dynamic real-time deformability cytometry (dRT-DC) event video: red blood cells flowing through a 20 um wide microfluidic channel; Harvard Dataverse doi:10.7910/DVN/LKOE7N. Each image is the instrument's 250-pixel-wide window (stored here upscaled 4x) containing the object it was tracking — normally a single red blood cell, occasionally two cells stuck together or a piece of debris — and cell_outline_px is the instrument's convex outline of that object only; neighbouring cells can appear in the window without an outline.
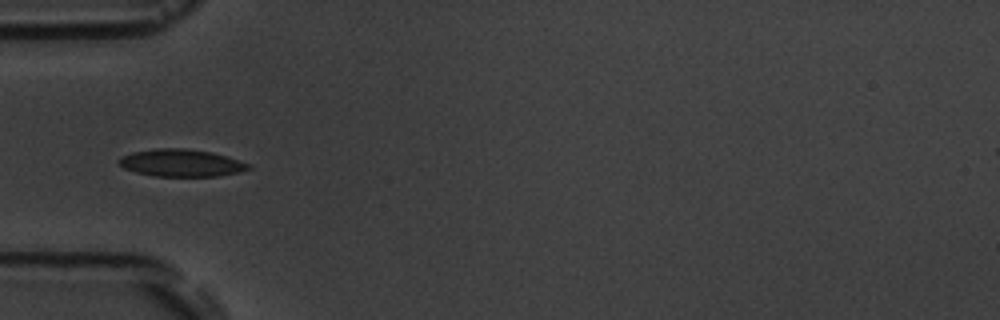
{"species": "common noctule bat (a hibernating species)", "species_latin": "Nyctalus noctula", "temperature_condition": "room temperature", "stored_images_in_passage": 15, "camera_frame_rate_fps": 3000, "um_per_image_px": 0.085, "animal": {"sex": "male", "body_mass_g": 19.5, "forearm_length_mm": 54.6}, "frame": {"image": 1, "passage_image": 5, "time_ms": 5.333, "image_size_px": [1000, 320], "cell_outline_px": [[252, 168], [240, 172], [220, 176], [152, 176], [136, 172], [124, 168], [116, 160], [120, 156], [132, 152], [156, 148], [184, 148], [212, 152], [252, 164]], "centroid_in_image_um": [15.41, 13.85], "position_along_channel_um": 69.6, "area_um2": 20.81}}
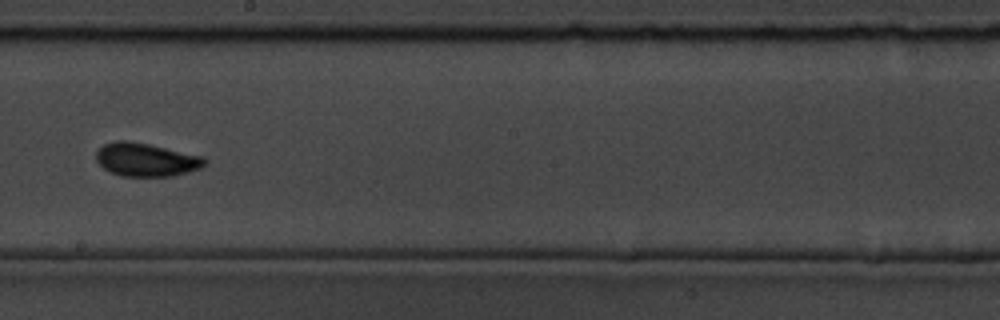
{"frame": {"image": 2, "passage_image": 9, "time_ms": 10.0, "image_size_px": [1000, 320], "cell_outline_px": [[208, 160], [200, 168], [188, 172], [172, 176], [120, 176], [108, 172], [96, 160], [96, 152], [104, 144], [116, 140], [128, 140], [148, 144], [204, 156]], "centroid_in_image_um": [12.41, 13.57], "position_along_channel_um": 235.8, "area_um2": 21.15}}
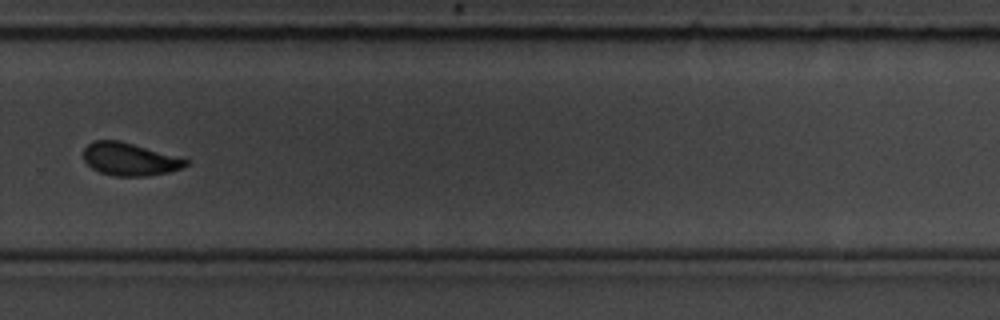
{"frame": {"image": 3, "passage_image": 11, "time_ms": 12.333, "image_size_px": [1000, 320], "cell_outline_px": [[188, 164], [180, 168], [168, 172], [148, 176], [116, 176], [100, 172], [92, 168], [84, 160], [84, 148], [92, 140], [120, 140], [188, 160]], "centroid_in_image_um": [10.97, 13.53], "position_along_channel_um": 318.8, "area_um2": 19.25}, "authors_computed_cell_mechanics": {"area_um2": 19.4208, "velocity_mm_per_s": 3.5561, "shape_relaxation_time_tau1_ms": 3.2455, "shape_relaxation_time_tau2_ms": null, "deformation_change_tau1": 0.085, "deformation_change_tau2": null}}